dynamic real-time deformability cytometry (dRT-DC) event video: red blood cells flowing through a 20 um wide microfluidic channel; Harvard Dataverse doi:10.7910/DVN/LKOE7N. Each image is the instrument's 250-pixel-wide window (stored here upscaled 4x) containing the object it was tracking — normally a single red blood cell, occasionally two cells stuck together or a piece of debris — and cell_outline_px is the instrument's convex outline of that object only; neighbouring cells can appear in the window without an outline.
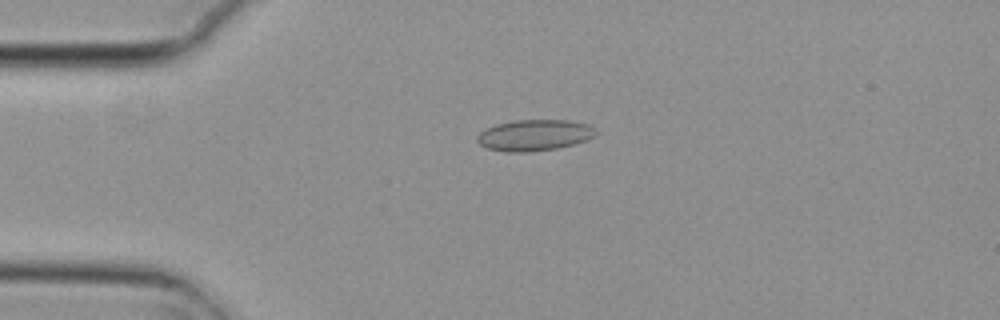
{"species": "common noctule bat (a hibernating species)", "species_latin": "Nyctalus noctula", "temperature_condition": "cold", "stored_images_in_passage": 4, "camera_frame_rate_fps": 3000, "um_per_image_px": 0.085, "animal": {"sex": "female", "body_mass_g": 29.2, "forearm_length_mm": 56.3}, "frame": {"image": 1, "passage_image": 3, "time_ms": 0.667, "image_size_px": [1000, 320], "cell_outline_px": [[596, 136], [588, 140], [576, 144], [556, 148], [528, 152], [508, 152], [488, 148], [480, 144], [476, 140], [476, 136], [484, 128], [496, 124], [516, 120], [568, 120], [588, 124], [596, 128]], "centroid_in_image_um": [45.44, 11.48], "position_along_channel_um": 39.6, "area_um2": 21.73}}